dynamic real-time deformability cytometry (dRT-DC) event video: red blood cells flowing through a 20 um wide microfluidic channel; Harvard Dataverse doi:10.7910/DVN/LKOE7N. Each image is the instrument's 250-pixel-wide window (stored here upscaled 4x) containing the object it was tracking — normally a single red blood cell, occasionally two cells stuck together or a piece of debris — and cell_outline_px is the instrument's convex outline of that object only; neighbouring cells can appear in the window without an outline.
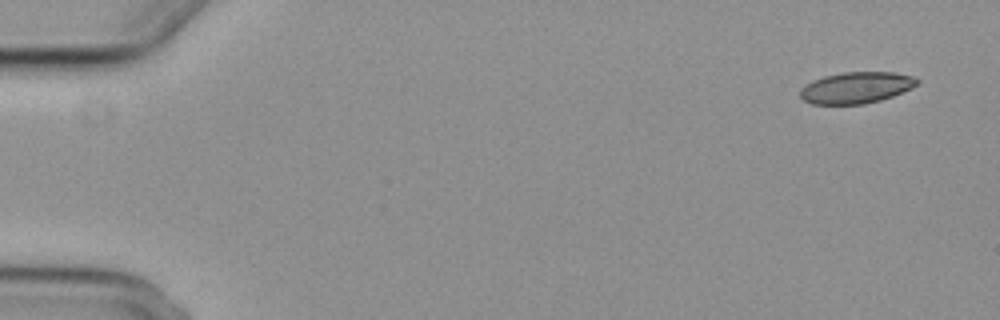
{"species": "common noctule bat (a hibernating species)", "species_latin": "Nyctalus noctula", "temperature_condition": "cold", "stored_images_in_passage": 5, "camera_frame_rate_fps": 3000, "um_per_image_px": 0.085, "animal": {"sex": "female", "body_mass_g": 29.2, "forearm_length_mm": 56.3}, "frame": {"image": 1, "passage_image": 1, "time_ms": 0.0, "image_size_px": [1000, 320], "cell_outline_px": [[920, 80], [912, 88], [892, 96], [880, 100], [864, 104], [812, 104], [804, 100], [800, 96], [800, 88], [812, 80], [824, 76], [844, 72], [892, 72], [912, 76]], "centroid_in_image_um": [72.76, 7.45], "position_along_channel_um": 12.2, "area_um2": 21.33}}
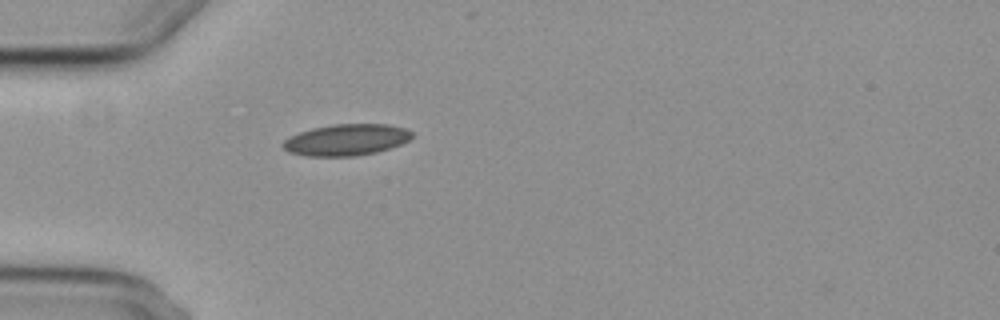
{"frame": {"image": 2, "passage_image": 5, "time_ms": 4.667, "image_size_px": [1000, 320], "cell_outline_px": [[412, 136], [408, 140], [400, 144], [376, 152], [356, 156], [308, 156], [288, 152], [280, 144], [288, 136], [312, 128], [332, 124], [388, 124], [404, 128], [412, 132]], "centroid_in_image_um": [29.39, 11.88], "position_along_channel_um": 55.6, "area_um2": 23.58}}